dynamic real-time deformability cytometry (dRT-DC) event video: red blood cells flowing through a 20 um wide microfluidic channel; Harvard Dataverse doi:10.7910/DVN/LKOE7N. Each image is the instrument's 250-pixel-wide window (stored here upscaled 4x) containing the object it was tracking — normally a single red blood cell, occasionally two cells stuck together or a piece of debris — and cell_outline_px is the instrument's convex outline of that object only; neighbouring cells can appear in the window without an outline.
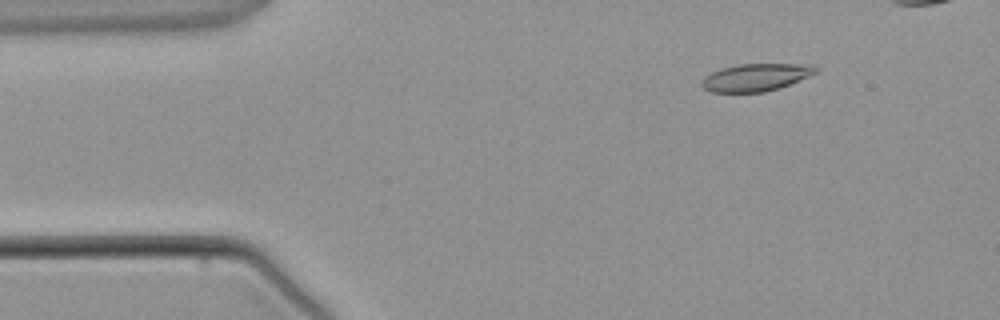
{"species": "common noctule bat (a hibernating species)", "species_latin": "Nyctalus noctula", "temperature_condition": "warm", "stored_images_in_passage": 7, "camera_frame_rate_fps": 3000, "um_per_image_px": 0.085, "animal": {"sex": "male", "body_mass_g": 21.5, "forearm_length_mm": 52.0}, "frame": {"image": 1, "passage_image": 2, "time_ms": 1.333, "image_size_px": [1000, 320], "cell_outline_px": [[820, 68], [816, 72], [808, 76], [780, 88], [764, 92], [712, 92], [704, 88], [700, 84], [700, 80], [704, 76], [720, 68], [740, 64], [812, 64]], "centroid_in_image_um": [64.23, 6.57], "position_along_channel_um": 20.8, "area_um2": 18.32}}